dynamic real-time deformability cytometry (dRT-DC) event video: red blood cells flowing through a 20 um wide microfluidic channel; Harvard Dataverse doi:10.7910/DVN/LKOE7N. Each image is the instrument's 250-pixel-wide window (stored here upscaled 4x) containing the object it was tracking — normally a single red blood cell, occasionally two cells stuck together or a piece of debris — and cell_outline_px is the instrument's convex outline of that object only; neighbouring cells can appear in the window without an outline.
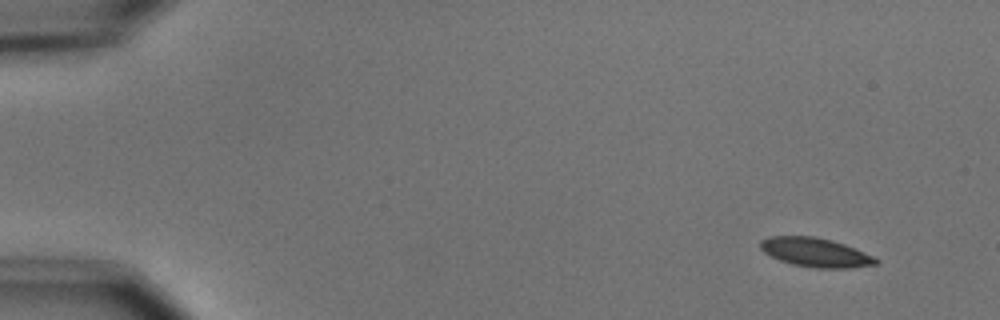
{"species": "common noctule bat (a hibernating species)", "species_latin": "Nyctalus noctula", "temperature_condition": "cold", "stored_images_in_passage": 2, "camera_frame_rate_fps": 3000, "um_per_image_px": 0.085, "animal": {"sex": "male", "body_mass_g": 15.6}, "frame": {"image": 1, "passage_image": 2, "time_ms": 2.333, "image_size_px": [1000, 320], "cell_outline_px": [[880, 260], [876, 264], [852, 268], [812, 268], [792, 264], [780, 260], [764, 252], [760, 248], [760, 240], [768, 236], [812, 236], [832, 240], [844, 244], [872, 256]], "centroid_in_image_um": [69.29, 21.45], "position_along_channel_um": 15.7, "area_um2": 19.48}}